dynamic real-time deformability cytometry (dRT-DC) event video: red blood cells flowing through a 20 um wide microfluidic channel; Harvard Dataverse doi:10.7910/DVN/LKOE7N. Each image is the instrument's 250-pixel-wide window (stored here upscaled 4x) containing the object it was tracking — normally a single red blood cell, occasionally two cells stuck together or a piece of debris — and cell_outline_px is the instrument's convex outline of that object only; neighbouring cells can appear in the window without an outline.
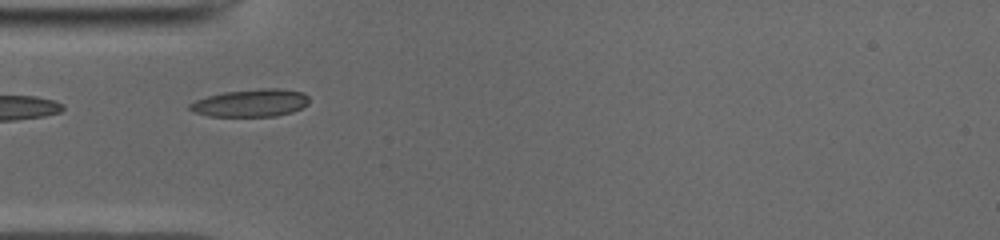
{"species": "common noctule bat (a hibernating species)", "species_latin": "Nyctalus noctula", "temperature_condition": "cold", "stored_images_in_passage": 15, "camera_frame_rate_fps": 3000, "um_per_image_px": 0.085, "animal": {"sex": "male", "body_mass_g": 19.0, "forearm_length_mm": 50.8}, "frame": {"image": 1, "passage_image": 1, "time_ms": 0.0, "image_size_px": [1000, 240], "cell_outline_px": [[308, 104], [292, 112], [276, 116], [208, 116], [196, 112], [188, 108], [188, 104], [196, 100], [208, 96], [224, 92], [260, 88], [276, 88], [304, 92], [308, 96]], "centroid_in_image_um": [21.33, 8.74], "position_along_channel_um": 63.7, "area_um2": 19.13}}
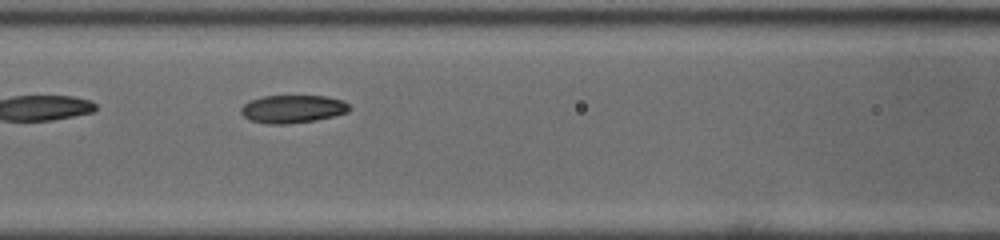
{"frame": {"image": 2, "passage_image": 7, "time_ms": 2.0, "image_size_px": [1000, 240], "cell_outline_px": [[352, 108], [348, 112], [316, 120], [284, 124], [268, 124], [252, 120], [244, 116], [240, 112], [240, 108], [244, 104], [252, 100], [264, 96], [328, 96], [344, 100]], "centroid_in_image_um": [24.91, 9.25], "position_along_channel_um": 141.7, "area_um2": 17.57}}
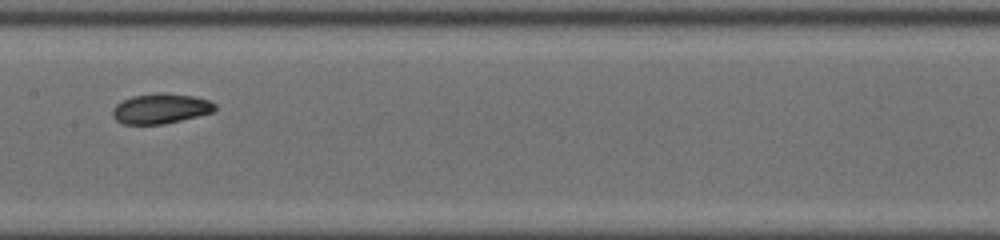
{"frame": {"image": 3, "passage_image": 11, "time_ms": 3.333, "image_size_px": [1000, 240], "cell_outline_px": [[216, 108], [212, 112], [164, 124], [124, 124], [116, 120], [112, 116], [112, 108], [116, 104], [132, 96], [192, 96], [208, 100], [216, 104]], "centroid_in_image_um": [13.62, 9.29], "position_along_channel_um": 193.8, "area_um2": 16.94}}